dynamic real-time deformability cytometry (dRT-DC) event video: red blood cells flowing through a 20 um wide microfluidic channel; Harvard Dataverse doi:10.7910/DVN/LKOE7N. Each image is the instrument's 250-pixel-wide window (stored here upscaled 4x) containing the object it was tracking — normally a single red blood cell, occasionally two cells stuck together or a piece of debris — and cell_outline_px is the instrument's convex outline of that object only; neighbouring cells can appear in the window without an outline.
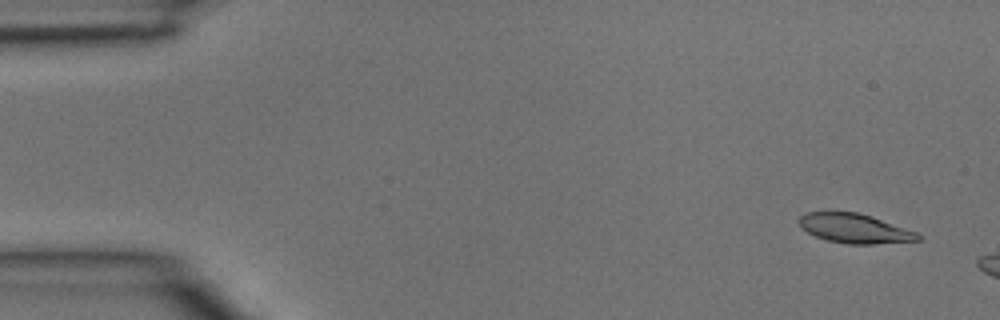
{"species": "common noctule bat (a hibernating species)", "species_latin": "Nyctalus noctula", "temperature_condition": "room temperature", "stored_images_in_passage": 3, "camera_frame_rate_fps": 3000, "um_per_image_px": 0.085, "animal": {"sex": "male", "body_mass_g": 15.6}, "frame": {"image": 1, "passage_image": 1, "time_ms": 0.0, "image_size_px": [1000, 320], "cell_outline_px": [[920, 240], [872, 244], [848, 244], [828, 240], [816, 236], [800, 228], [796, 220], [800, 216], [808, 212], [856, 212], [872, 216], [916, 232], [920, 236]], "centroid_in_image_um": [72.59, 19.41], "position_along_channel_um": 12.4, "area_um2": 20.23}}